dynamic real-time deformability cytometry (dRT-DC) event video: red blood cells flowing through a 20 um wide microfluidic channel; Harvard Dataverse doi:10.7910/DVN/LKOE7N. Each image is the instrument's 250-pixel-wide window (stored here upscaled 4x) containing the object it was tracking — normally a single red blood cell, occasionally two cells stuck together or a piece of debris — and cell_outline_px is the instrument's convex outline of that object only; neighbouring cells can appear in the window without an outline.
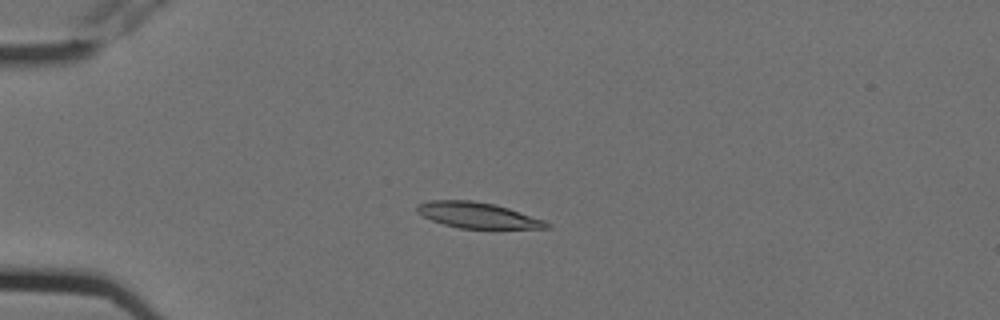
{"species": "Egyptian fruit bat (a non-hibernating species)", "species_latin": "Rousettus aegyptiacus", "temperature_condition": "cold", "stored_images_in_passage": 5, "camera_frame_rate_fps": 3000, "um_per_image_px": 0.085, "animal": {"sex": "female"}, "frame": {"image": 1, "passage_image": 4, "time_ms": 1.0, "image_size_px": [1000, 320], "cell_outline_px": [[552, 228], [460, 228], [444, 224], [432, 220], [416, 212], [416, 204], [432, 200], [472, 200], [496, 204], [544, 220], [552, 224]], "centroid_in_image_um": [40.6, 18.28], "position_along_channel_um": 44.4, "area_um2": 19.36}}